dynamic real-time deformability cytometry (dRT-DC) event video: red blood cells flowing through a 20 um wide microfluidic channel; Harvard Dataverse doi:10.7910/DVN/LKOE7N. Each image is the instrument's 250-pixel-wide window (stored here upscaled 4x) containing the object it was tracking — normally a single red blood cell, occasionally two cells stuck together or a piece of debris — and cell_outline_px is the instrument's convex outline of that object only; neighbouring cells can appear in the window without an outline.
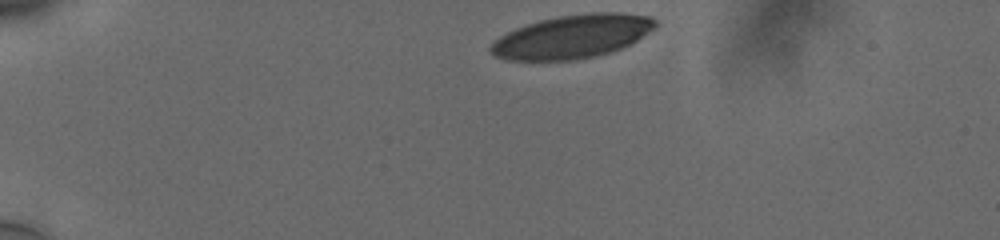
{"species": "human", "species_latin": "Homo sapiens", "temperature_condition": "cold", "stored_images_in_passage": 37, "camera_frame_rate_fps": 3000, "um_per_image_px": 0.085, "donor": {"sex": "male"}, "frame": {"image": 1, "passage_image": 1, "time_ms": 0.0, "image_size_px": [1000, 240], "cell_outline_px": [[656, 28], [636, 40], [612, 52], [596, 56], [576, 60], [508, 60], [496, 56], [488, 52], [488, 48], [500, 36], [516, 28], [540, 20], [560, 16], [588, 12], [620, 12], [648, 16], [656, 20]], "centroid_in_image_um": [48.65, 3.11], "position_along_channel_um": 36.3, "area_um2": 41.56}}
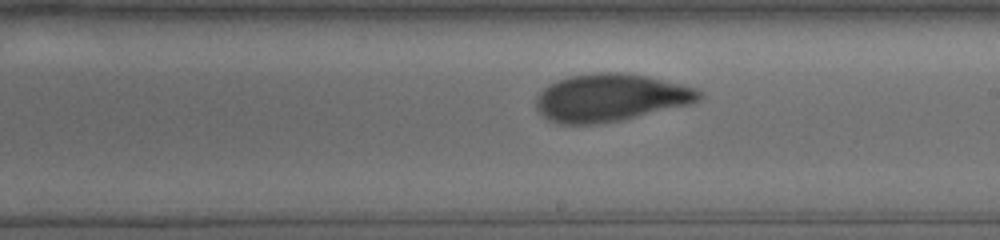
{"frame": {"image": 2, "passage_image": 23, "time_ms": 7.333, "image_size_px": [1000, 240], "cell_outline_px": [[704, 96], [700, 100], [688, 104], [620, 120], [596, 124], [560, 124], [548, 120], [536, 108], [536, 96], [548, 84], [556, 80], [568, 76], [592, 72], [628, 72], [648, 76], [696, 88]], "centroid_in_image_um": [51.85, 8.28], "position_along_channel_um": 237.2, "area_um2": 45.26}}
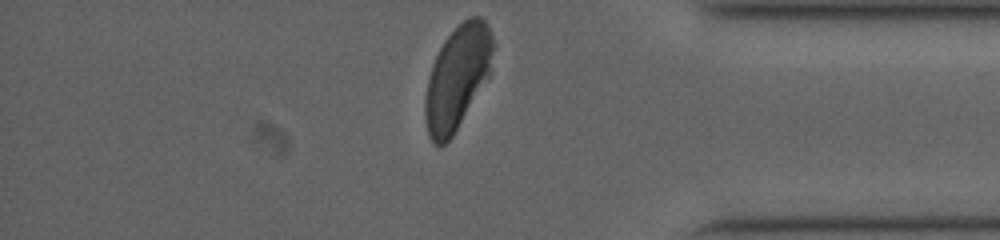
{"frame": {"image": 3, "passage_image": 37, "time_ms": 12.0, "image_size_px": [1000, 240], "cell_outline_px": [[496, 44], [492, 72], [452, 136], [444, 144], [436, 144], [428, 136], [424, 116], [424, 100], [428, 76], [432, 64], [444, 40], [464, 20], [472, 16], [480, 16], [488, 24], [492, 32]], "centroid_in_image_um": [38.91, 6.55], "position_along_channel_um": 396.3, "area_um2": 41.44}, "authors_computed_cell_mechanics": {"area_um2": 44.6216, "velocity_mm_per_s": 3.737, "shape_relaxation_time_tau1_ms": 4.7229, "shape_relaxation_time_tau2_ms": 1.141, "deformation_change_tau1": 0.2024, "deformation_change_tau2": 0.0699}}